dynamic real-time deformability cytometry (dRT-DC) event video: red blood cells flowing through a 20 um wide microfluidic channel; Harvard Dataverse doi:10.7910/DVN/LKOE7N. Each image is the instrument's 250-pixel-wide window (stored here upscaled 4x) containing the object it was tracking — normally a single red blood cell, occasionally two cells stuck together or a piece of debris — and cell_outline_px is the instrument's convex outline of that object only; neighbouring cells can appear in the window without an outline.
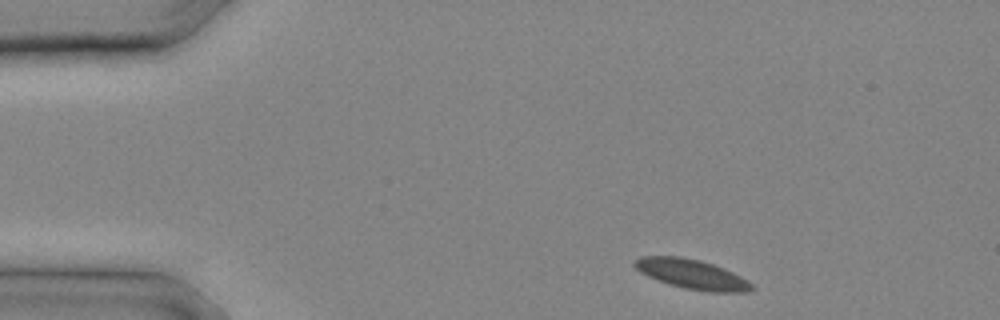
{"species": "common noctule bat (a hibernating species)", "species_latin": "Nyctalus noctula", "temperature_condition": "cold", "stored_images_in_passage": 8, "camera_frame_rate_fps": 3000, "um_per_image_px": 0.085, "animal": {"sex": "male", "body_mass_g": 20.4}, "frame": {"image": 1, "passage_image": 1, "time_ms": 0.0, "image_size_px": [1000, 320], "cell_outline_px": [[756, 288], [748, 292], [708, 292], [684, 288], [668, 284], [648, 276], [640, 272], [632, 264], [632, 260], [640, 256], [680, 256], [700, 260], [724, 268], [748, 280]], "centroid_in_image_um": [58.8, 23.3], "position_along_channel_um": 26.2, "area_um2": 20.4}}